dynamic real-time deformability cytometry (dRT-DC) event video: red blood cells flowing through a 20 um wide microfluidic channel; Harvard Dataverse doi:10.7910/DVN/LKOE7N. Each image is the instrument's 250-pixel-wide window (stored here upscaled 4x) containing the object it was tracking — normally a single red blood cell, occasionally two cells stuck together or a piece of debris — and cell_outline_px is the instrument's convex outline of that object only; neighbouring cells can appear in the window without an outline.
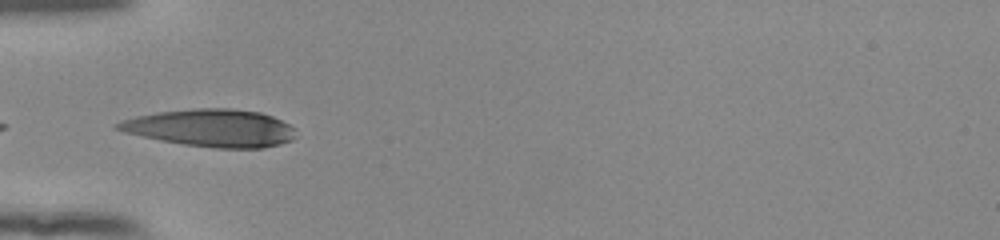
{"species": "human", "species_latin": "Homo sapiens", "temperature_condition": "room temperature", "stored_images_in_passage": 23, "camera_frame_rate_fps": 3000, "um_per_image_px": 0.085, "donor": {"sex": "female"}, "frame": {"image": 1, "passage_image": 1, "time_ms": 0.0, "image_size_px": [1000, 240], "cell_outline_px": [[296, 128], [292, 140], [280, 144], [264, 148], [212, 148], [184, 144], [160, 140], [124, 132], [112, 128], [120, 120], [136, 116], [156, 112], [192, 108], [232, 108], [260, 112], [272, 116]], "centroid_in_image_um": [17.92, 10.87], "position_along_channel_um": 67.1, "area_um2": 39.07}}
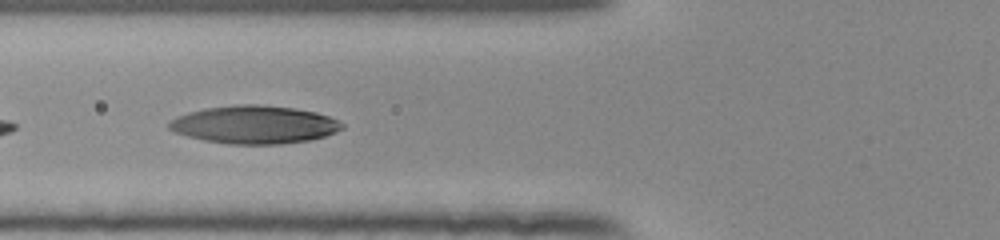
{"frame": {"image": 2, "passage_image": 4, "time_ms": 1.0, "image_size_px": [1000, 240], "cell_outline_px": [[344, 128], [336, 132], [324, 136], [308, 140], [280, 144], [232, 144], [204, 140], [172, 132], [168, 128], [168, 124], [176, 116], [188, 112], [204, 108], [236, 104], [256, 104], [292, 108], [316, 112], [328, 116], [344, 124]], "centroid_in_image_um": [21.59, 10.59], "position_along_channel_um": 104.2, "area_um2": 38.21}}